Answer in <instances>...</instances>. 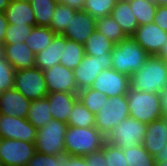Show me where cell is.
<instances>
[{"label":"cell","instance_id":"obj_51","mask_svg":"<svg viewBox=\"0 0 167 166\" xmlns=\"http://www.w3.org/2000/svg\"><path fill=\"white\" fill-rule=\"evenodd\" d=\"M14 1L30 2V0H14Z\"/></svg>","mask_w":167,"mask_h":166},{"label":"cell","instance_id":"obj_6","mask_svg":"<svg viewBox=\"0 0 167 166\" xmlns=\"http://www.w3.org/2000/svg\"><path fill=\"white\" fill-rule=\"evenodd\" d=\"M68 124L59 120H51L38 129L35 148L36 152L57 155L65 150L64 140Z\"/></svg>","mask_w":167,"mask_h":166},{"label":"cell","instance_id":"obj_27","mask_svg":"<svg viewBox=\"0 0 167 166\" xmlns=\"http://www.w3.org/2000/svg\"><path fill=\"white\" fill-rule=\"evenodd\" d=\"M129 4L138 26L153 22L157 11V5L153 1L129 0Z\"/></svg>","mask_w":167,"mask_h":166},{"label":"cell","instance_id":"obj_46","mask_svg":"<svg viewBox=\"0 0 167 166\" xmlns=\"http://www.w3.org/2000/svg\"><path fill=\"white\" fill-rule=\"evenodd\" d=\"M156 56L167 62V41Z\"/></svg>","mask_w":167,"mask_h":166},{"label":"cell","instance_id":"obj_25","mask_svg":"<svg viewBox=\"0 0 167 166\" xmlns=\"http://www.w3.org/2000/svg\"><path fill=\"white\" fill-rule=\"evenodd\" d=\"M115 43L105 37L99 31H95L83 44L85 54L89 56H103L113 51Z\"/></svg>","mask_w":167,"mask_h":166},{"label":"cell","instance_id":"obj_49","mask_svg":"<svg viewBox=\"0 0 167 166\" xmlns=\"http://www.w3.org/2000/svg\"><path fill=\"white\" fill-rule=\"evenodd\" d=\"M52 1L55 2L57 5L64 4V0H52Z\"/></svg>","mask_w":167,"mask_h":166},{"label":"cell","instance_id":"obj_34","mask_svg":"<svg viewBox=\"0 0 167 166\" xmlns=\"http://www.w3.org/2000/svg\"><path fill=\"white\" fill-rule=\"evenodd\" d=\"M72 156L67 151L57 155L36 152L26 166H66Z\"/></svg>","mask_w":167,"mask_h":166},{"label":"cell","instance_id":"obj_33","mask_svg":"<svg viewBox=\"0 0 167 166\" xmlns=\"http://www.w3.org/2000/svg\"><path fill=\"white\" fill-rule=\"evenodd\" d=\"M128 166H155V159L143 145L123 150Z\"/></svg>","mask_w":167,"mask_h":166},{"label":"cell","instance_id":"obj_20","mask_svg":"<svg viewBox=\"0 0 167 166\" xmlns=\"http://www.w3.org/2000/svg\"><path fill=\"white\" fill-rule=\"evenodd\" d=\"M64 46L65 37L56 34L48 48L35 55V67L44 71L54 65H59Z\"/></svg>","mask_w":167,"mask_h":166},{"label":"cell","instance_id":"obj_31","mask_svg":"<svg viewBox=\"0 0 167 166\" xmlns=\"http://www.w3.org/2000/svg\"><path fill=\"white\" fill-rule=\"evenodd\" d=\"M78 10L71 8L69 5L66 4H59L56 5L52 21L50 23V28L56 34H63L71 21V18L74 17Z\"/></svg>","mask_w":167,"mask_h":166},{"label":"cell","instance_id":"obj_9","mask_svg":"<svg viewBox=\"0 0 167 166\" xmlns=\"http://www.w3.org/2000/svg\"><path fill=\"white\" fill-rule=\"evenodd\" d=\"M111 68V53L103 54V56H89L85 54L78 66L73 70L78 90L91 87L95 78L102 70Z\"/></svg>","mask_w":167,"mask_h":166},{"label":"cell","instance_id":"obj_22","mask_svg":"<svg viewBox=\"0 0 167 166\" xmlns=\"http://www.w3.org/2000/svg\"><path fill=\"white\" fill-rule=\"evenodd\" d=\"M110 16L116 20L127 37L135 34L138 23L132 13L129 0H117Z\"/></svg>","mask_w":167,"mask_h":166},{"label":"cell","instance_id":"obj_17","mask_svg":"<svg viewBox=\"0 0 167 166\" xmlns=\"http://www.w3.org/2000/svg\"><path fill=\"white\" fill-rule=\"evenodd\" d=\"M31 101L14 87L0 93V114L27 118Z\"/></svg>","mask_w":167,"mask_h":166},{"label":"cell","instance_id":"obj_40","mask_svg":"<svg viewBox=\"0 0 167 166\" xmlns=\"http://www.w3.org/2000/svg\"><path fill=\"white\" fill-rule=\"evenodd\" d=\"M153 22L167 32V6H157Z\"/></svg>","mask_w":167,"mask_h":166},{"label":"cell","instance_id":"obj_19","mask_svg":"<svg viewBox=\"0 0 167 166\" xmlns=\"http://www.w3.org/2000/svg\"><path fill=\"white\" fill-rule=\"evenodd\" d=\"M167 144V129L166 122L160 118L152 121L146 125V135L143 142V147L153 157L159 151L164 149V145Z\"/></svg>","mask_w":167,"mask_h":166},{"label":"cell","instance_id":"obj_4","mask_svg":"<svg viewBox=\"0 0 167 166\" xmlns=\"http://www.w3.org/2000/svg\"><path fill=\"white\" fill-rule=\"evenodd\" d=\"M130 117L146 124L161 118V95L130 89L126 94Z\"/></svg>","mask_w":167,"mask_h":166},{"label":"cell","instance_id":"obj_47","mask_svg":"<svg viewBox=\"0 0 167 166\" xmlns=\"http://www.w3.org/2000/svg\"><path fill=\"white\" fill-rule=\"evenodd\" d=\"M10 0H0V12H5Z\"/></svg>","mask_w":167,"mask_h":166},{"label":"cell","instance_id":"obj_18","mask_svg":"<svg viewBox=\"0 0 167 166\" xmlns=\"http://www.w3.org/2000/svg\"><path fill=\"white\" fill-rule=\"evenodd\" d=\"M46 98L48 99L53 120L67 123L73 105L78 99V93L52 92Z\"/></svg>","mask_w":167,"mask_h":166},{"label":"cell","instance_id":"obj_14","mask_svg":"<svg viewBox=\"0 0 167 166\" xmlns=\"http://www.w3.org/2000/svg\"><path fill=\"white\" fill-rule=\"evenodd\" d=\"M43 73L48 94L52 92L78 93L72 69L59 64L44 70Z\"/></svg>","mask_w":167,"mask_h":166},{"label":"cell","instance_id":"obj_35","mask_svg":"<svg viewBox=\"0 0 167 166\" xmlns=\"http://www.w3.org/2000/svg\"><path fill=\"white\" fill-rule=\"evenodd\" d=\"M117 0H85L83 11L95 19L110 15Z\"/></svg>","mask_w":167,"mask_h":166},{"label":"cell","instance_id":"obj_2","mask_svg":"<svg viewBox=\"0 0 167 166\" xmlns=\"http://www.w3.org/2000/svg\"><path fill=\"white\" fill-rule=\"evenodd\" d=\"M111 56L112 69L129 77L138 71L149 57L132 37H127L120 43L115 44Z\"/></svg>","mask_w":167,"mask_h":166},{"label":"cell","instance_id":"obj_11","mask_svg":"<svg viewBox=\"0 0 167 166\" xmlns=\"http://www.w3.org/2000/svg\"><path fill=\"white\" fill-rule=\"evenodd\" d=\"M38 129L26 118L0 114V139L36 142Z\"/></svg>","mask_w":167,"mask_h":166},{"label":"cell","instance_id":"obj_41","mask_svg":"<svg viewBox=\"0 0 167 166\" xmlns=\"http://www.w3.org/2000/svg\"><path fill=\"white\" fill-rule=\"evenodd\" d=\"M8 27L7 18L4 12H0V48L4 44L5 32Z\"/></svg>","mask_w":167,"mask_h":166},{"label":"cell","instance_id":"obj_44","mask_svg":"<svg viewBox=\"0 0 167 166\" xmlns=\"http://www.w3.org/2000/svg\"><path fill=\"white\" fill-rule=\"evenodd\" d=\"M85 0H64V4L76 10H83Z\"/></svg>","mask_w":167,"mask_h":166},{"label":"cell","instance_id":"obj_10","mask_svg":"<svg viewBox=\"0 0 167 166\" xmlns=\"http://www.w3.org/2000/svg\"><path fill=\"white\" fill-rule=\"evenodd\" d=\"M35 153V143L0 139V162L4 166H26Z\"/></svg>","mask_w":167,"mask_h":166},{"label":"cell","instance_id":"obj_37","mask_svg":"<svg viewBox=\"0 0 167 166\" xmlns=\"http://www.w3.org/2000/svg\"><path fill=\"white\" fill-rule=\"evenodd\" d=\"M15 68L0 54V93L14 87Z\"/></svg>","mask_w":167,"mask_h":166},{"label":"cell","instance_id":"obj_12","mask_svg":"<svg viewBox=\"0 0 167 166\" xmlns=\"http://www.w3.org/2000/svg\"><path fill=\"white\" fill-rule=\"evenodd\" d=\"M90 88L100 91L108 98H111L129 92L130 78L112 68L106 69L98 74Z\"/></svg>","mask_w":167,"mask_h":166},{"label":"cell","instance_id":"obj_24","mask_svg":"<svg viewBox=\"0 0 167 166\" xmlns=\"http://www.w3.org/2000/svg\"><path fill=\"white\" fill-rule=\"evenodd\" d=\"M49 108L46 97L33 100L26 119L37 129L44 127L49 121L53 120Z\"/></svg>","mask_w":167,"mask_h":166},{"label":"cell","instance_id":"obj_38","mask_svg":"<svg viewBox=\"0 0 167 166\" xmlns=\"http://www.w3.org/2000/svg\"><path fill=\"white\" fill-rule=\"evenodd\" d=\"M102 150L107 166H128L123 150L105 142Z\"/></svg>","mask_w":167,"mask_h":166},{"label":"cell","instance_id":"obj_15","mask_svg":"<svg viewBox=\"0 0 167 166\" xmlns=\"http://www.w3.org/2000/svg\"><path fill=\"white\" fill-rule=\"evenodd\" d=\"M96 31V19L83 10H78L62 34L69 40L84 44L87 38Z\"/></svg>","mask_w":167,"mask_h":166},{"label":"cell","instance_id":"obj_23","mask_svg":"<svg viewBox=\"0 0 167 166\" xmlns=\"http://www.w3.org/2000/svg\"><path fill=\"white\" fill-rule=\"evenodd\" d=\"M56 33L50 27L34 26L24 43L34 54L40 53L48 48Z\"/></svg>","mask_w":167,"mask_h":166},{"label":"cell","instance_id":"obj_16","mask_svg":"<svg viewBox=\"0 0 167 166\" xmlns=\"http://www.w3.org/2000/svg\"><path fill=\"white\" fill-rule=\"evenodd\" d=\"M0 54L16 71L35 67V55L24 42L3 44Z\"/></svg>","mask_w":167,"mask_h":166},{"label":"cell","instance_id":"obj_21","mask_svg":"<svg viewBox=\"0 0 167 166\" xmlns=\"http://www.w3.org/2000/svg\"><path fill=\"white\" fill-rule=\"evenodd\" d=\"M8 24L11 25H36L34 12L29 2L10 0L5 9Z\"/></svg>","mask_w":167,"mask_h":166},{"label":"cell","instance_id":"obj_50","mask_svg":"<svg viewBox=\"0 0 167 166\" xmlns=\"http://www.w3.org/2000/svg\"><path fill=\"white\" fill-rule=\"evenodd\" d=\"M155 166H167V161L166 162H161V163H156Z\"/></svg>","mask_w":167,"mask_h":166},{"label":"cell","instance_id":"obj_39","mask_svg":"<svg viewBox=\"0 0 167 166\" xmlns=\"http://www.w3.org/2000/svg\"><path fill=\"white\" fill-rule=\"evenodd\" d=\"M87 166H107L105 162V156L102 149L97 150L84 157Z\"/></svg>","mask_w":167,"mask_h":166},{"label":"cell","instance_id":"obj_36","mask_svg":"<svg viewBox=\"0 0 167 166\" xmlns=\"http://www.w3.org/2000/svg\"><path fill=\"white\" fill-rule=\"evenodd\" d=\"M36 25H11L8 24L5 32L4 44H15L24 42Z\"/></svg>","mask_w":167,"mask_h":166},{"label":"cell","instance_id":"obj_13","mask_svg":"<svg viewBox=\"0 0 167 166\" xmlns=\"http://www.w3.org/2000/svg\"><path fill=\"white\" fill-rule=\"evenodd\" d=\"M132 38L151 55H157L167 41V32L154 22L138 26Z\"/></svg>","mask_w":167,"mask_h":166},{"label":"cell","instance_id":"obj_29","mask_svg":"<svg viewBox=\"0 0 167 166\" xmlns=\"http://www.w3.org/2000/svg\"><path fill=\"white\" fill-rule=\"evenodd\" d=\"M96 31L102 33L115 44L127 38L120 25L110 15L96 19Z\"/></svg>","mask_w":167,"mask_h":166},{"label":"cell","instance_id":"obj_48","mask_svg":"<svg viewBox=\"0 0 167 166\" xmlns=\"http://www.w3.org/2000/svg\"><path fill=\"white\" fill-rule=\"evenodd\" d=\"M157 6H167V0H154Z\"/></svg>","mask_w":167,"mask_h":166},{"label":"cell","instance_id":"obj_28","mask_svg":"<svg viewBox=\"0 0 167 166\" xmlns=\"http://www.w3.org/2000/svg\"><path fill=\"white\" fill-rule=\"evenodd\" d=\"M94 118L95 115L91 113L78 98L69 114L67 124L70 127H95Z\"/></svg>","mask_w":167,"mask_h":166},{"label":"cell","instance_id":"obj_1","mask_svg":"<svg viewBox=\"0 0 167 166\" xmlns=\"http://www.w3.org/2000/svg\"><path fill=\"white\" fill-rule=\"evenodd\" d=\"M129 78L130 89L161 93L167 87V62L156 55H151Z\"/></svg>","mask_w":167,"mask_h":166},{"label":"cell","instance_id":"obj_30","mask_svg":"<svg viewBox=\"0 0 167 166\" xmlns=\"http://www.w3.org/2000/svg\"><path fill=\"white\" fill-rule=\"evenodd\" d=\"M29 3L34 12L36 26L49 27L57 4L52 0H30Z\"/></svg>","mask_w":167,"mask_h":166},{"label":"cell","instance_id":"obj_3","mask_svg":"<svg viewBox=\"0 0 167 166\" xmlns=\"http://www.w3.org/2000/svg\"><path fill=\"white\" fill-rule=\"evenodd\" d=\"M105 136L96 127H70L65 134V150L73 156L85 157L102 149Z\"/></svg>","mask_w":167,"mask_h":166},{"label":"cell","instance_id":"obj_42","mask_svg":"<svg viewBox=\"0 0 167 166\" xmlns=\"http://www.w3.org/2000/svg\"><path fill=\"white\" fill-rule=\"evenodd\" d=\"M161 95V118L167 120V87L160 93Z\"/></svg>","mask_w":167,"mask_h":166},{"label":"cell","instance_id":"obj_45","mask_svg":"<svg viewBox=\"0 0 167 166\" xmlns=\"http://www.w3.org/2000/svg\"><path fill=\"white\" fill-rule=\"evenodd\" d=\"M155 163H161L167 161V144L164 145V149L162 151H159L154 156Z\"/></svg>","mask_w":167,"mask_h":166},{"label":"cell","instance_id":"obj_32","mask_svg":"<svg viewBox=\"0 0 167 166\" xmlns=\"http://www.w3.org/2000/svg\"><path fill=\"white\" fill-rule=\"evenodd\" d=\"M78 98L94 115L99 112L100 108L108 103V97L106 95L90 87L79 90Z\"/></svg>","mask_w":167,"mask_h":166},{"label":"cell","instance_id":"obj_8","mask_svg":"<svg viewBox=\"0 0 167 166\" xmlns=\"http://www.w3.org/2000/svg\"><path fill=\"white\" fill-rule=\"evenodd\" d=\"M14 88L30 101L48 95L44 73L37 67L15 71Z\"/></svg>","mask_w":167,"mask_h":166},{"label":"cell","instance_id":"obj_7","mask_svg":"<svg viewBox=\"0 0 167 166\" xmlns=\"http://www.w3.org/2000/svg\"><path fill=\"white\" fill-rule=\"evenodd\" d=\"M129 116L126 94L114 96L108 98V103L95 115V127L106 136L112 128Z\"/></svg>","mask_w":167,"mask_h":166},{"label":"cell","instance_id":"obj_43","mask_svg":"<svg viewBox=\"0 0 167 166\" xmlns=\"http://www.w3.org/2000/svg\"><path fill=\"white\" fill-rule=\"evenodd\" d=\"M66 166H87V163L84 157L72 156Z\"/></svg>","mask_w":167,"mask_h":166},{"label":"cell","instance_id":"obj_26","mask_svg":"<svg viewBox=\"0 0 167 166\" xmlns=\"http://www.w3.org/2000/svg\"><path fill=\"white\" fill-rule=\"evenodd\" d=\"M85 56L82 44L69 40L65 37V46L60 58V64L74 70Z\"/></svg>","mask_w":167,"mask_h":166},{"label":"cell","instance_id":"obj_5","mask_svg":"<svg viewBox=\"0 0 167 166\" xmlns=\"http://www.w3.org/2000/svg\"><path fill=\"white\" fill-rule=\"evenodd\" d=\"M146 125L129 116L109 131L105 136V142L121 150L141 145L145 139Z\"/></svg>","mask_w":167,"mask_h":166}]
</instances>
